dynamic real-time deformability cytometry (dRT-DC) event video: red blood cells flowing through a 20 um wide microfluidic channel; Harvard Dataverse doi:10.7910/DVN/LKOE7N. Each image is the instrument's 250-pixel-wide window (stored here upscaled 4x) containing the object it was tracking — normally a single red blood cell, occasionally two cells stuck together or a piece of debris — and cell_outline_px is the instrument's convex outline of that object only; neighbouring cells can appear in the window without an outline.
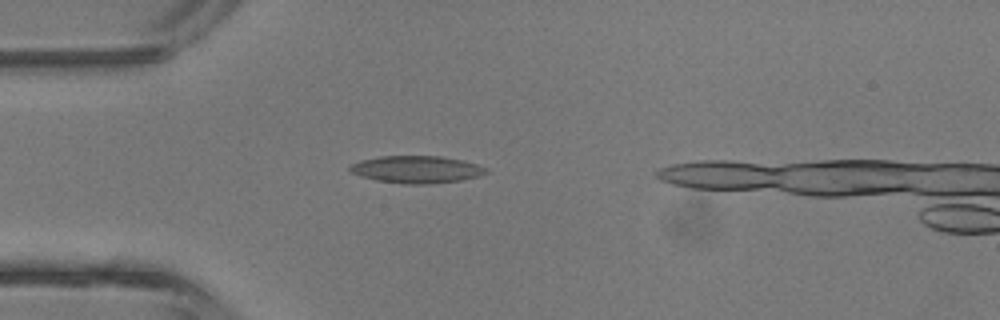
{"species": "common noctule bat (a hibernating species)", "species_latin": "Nyctalus noctula", "temperature_condition": "room temperature", "stored_images_in_passage": 3, "camera_frame_rate_fps": 3000, "um_per_image_px": 0.085, "animal": {"sex": "male", "body_mass_g": 13.3}, "frame": {"image": 1, "passage_image": 3, "time_ms": 3.0, "image_size_px": [1000, 320], "cell_outline_px": [[488, 172], [480, 176], [460, 180], [428, 184], [404, 184], [376, 180], [360, 176], [352, 172], [348, 168], [348, 164], [360, 160], [380, 156], [440, 156], [460, 160], [476, 164], [488, 168]], "centroid_in_image_um": [35.37, 14.4], "position_along_channel_um": 49.6, "area_um2": 21.68}}